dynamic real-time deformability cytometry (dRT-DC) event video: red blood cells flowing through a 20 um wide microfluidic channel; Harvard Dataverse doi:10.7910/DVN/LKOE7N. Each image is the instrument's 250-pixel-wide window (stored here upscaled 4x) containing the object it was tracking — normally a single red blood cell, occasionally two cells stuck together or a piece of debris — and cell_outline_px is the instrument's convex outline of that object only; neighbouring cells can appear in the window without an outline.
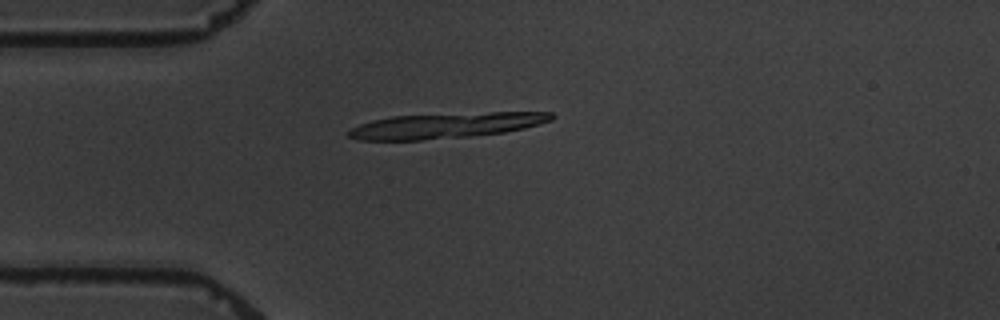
{"species": "common noctule bat (a hibernating species)", "species_latin": "Nyctalus noctula", "temperature_condition": "warm", "stored_images_in_passage": 7, "camera_frame_rate_fps": 3000, "um_per_image_px": 0.085, "animal": {"sex": "male", "body_mass_g": 19.5, "forearm_length_mm": 54.6}, "frame": {"image": 1, "passage_image": 4, "time_ms": 3.667, "image_size_px": [1000, 320], "cell_outline_px": [[556, 116], [552, 120], [540, 124], [524, 128], [504, 132], [468, 136], [420, 140], [360, 140], [348, 136], [344, 132], [360, 124], [372, 120], [392, 116], [492, 112], [552, 112]], "centroid_in_image_um": [37.9, 10.66], "position_along_channel_um": 47.1, "area_um2": 29.94}}